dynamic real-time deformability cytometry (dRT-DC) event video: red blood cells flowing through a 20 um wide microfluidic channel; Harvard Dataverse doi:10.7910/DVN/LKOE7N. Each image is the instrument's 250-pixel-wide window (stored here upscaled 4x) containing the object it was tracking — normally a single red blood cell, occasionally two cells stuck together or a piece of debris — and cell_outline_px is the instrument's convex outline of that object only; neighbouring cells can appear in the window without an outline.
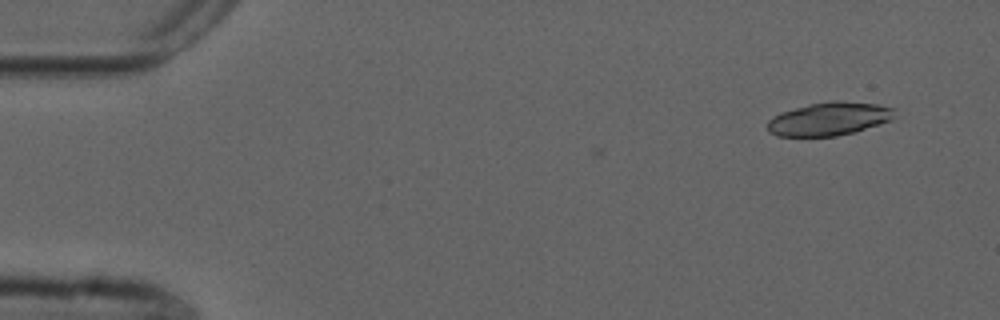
{"species": "common noctule bat (a hibernating species)", "species_latin": "Nyctalus noctula", "temperature_condition": "cold", "stored_images_in_passage": 4, "camera_frame_rate_fps": 3000, "um_per_image_px": 0.085, "animal": {"sex": "male", "forearm_length_mm": 52.5}, "frame": {"image": 1, "passage_image": 1, "time_ms": 0.0, "image_size_px": [1000, 320], "cell_outline_px": [[896, 108], [892, 120], [856, 132], [836, 136], [776, 136], [768, 132], [768, 120], [772, 116], [780, 112], [808, 104], [832, 100], [840, 100], [876, 104]], "centroid_in_image_um": [70.48, 10.1], "position_along_channel_um": 14.5, "area_um2": 24.97}}